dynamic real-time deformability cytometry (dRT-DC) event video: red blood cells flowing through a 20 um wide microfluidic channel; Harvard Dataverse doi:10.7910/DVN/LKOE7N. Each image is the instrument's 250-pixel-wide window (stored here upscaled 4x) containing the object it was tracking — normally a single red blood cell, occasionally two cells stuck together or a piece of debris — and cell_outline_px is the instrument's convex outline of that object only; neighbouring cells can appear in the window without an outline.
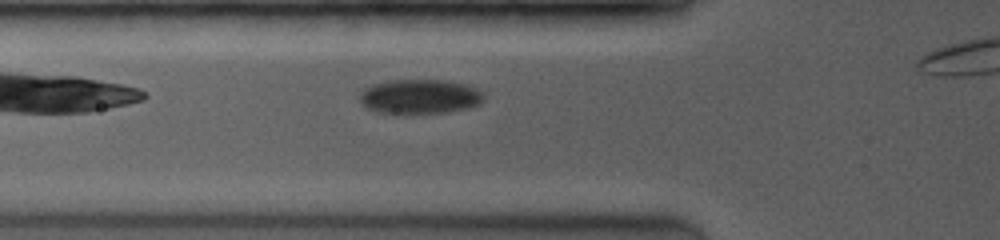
{"species": "common noctule bat (a hibernating species)", "species_latin": "Nyctalus noctula", "temperature_condition": "room temperature", "stored_images_in_passage": 42, "camera_frame_rate_fps": 3500, "um_per_image_px": 0.085, "animal": {"sex": "female", "body_mass_g": 19.0, "forearm_length_mm": 53.3}, "frame": {"image": 1, "passage_image": 7, "time_ms": 1.714, "image_size_px": [1000, 240], "cell_outline_px": [[484, 100], [480, 104], [468, 108], [444, 112], [408, 116], [376, 112], [364, 108], [360, 100], [360, 92], [364, 88], [372, 84], [392, 80], [444, 80], [468, 84], [484, 92]], "centroid_in_image_um": [35.66, 8.24], "position_along_channel_um": 90.1, "area_um2": 25.89}}
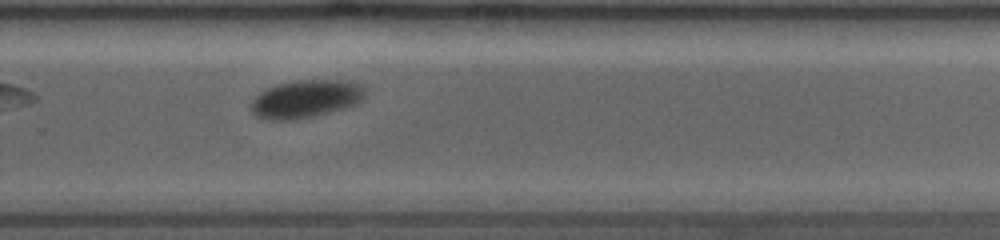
{"frame": {"image": 2, "passage_image": 27, "time_ms": 7.143, "image_size_px": [1000, 240], "cell_outline_px": [[364, 100], [360, 104], [332, 112], [296, 120], [268, 120], [256, 116], [252, 112], [252, 100], [260, 92], [276, 84], [296, 80], [340, 80], [356, 84], [364, 88]], "centroid_in_image_um": [26.0, 8.42], "position_along_channel_um": 303.8, "area_um2": 25.32}}
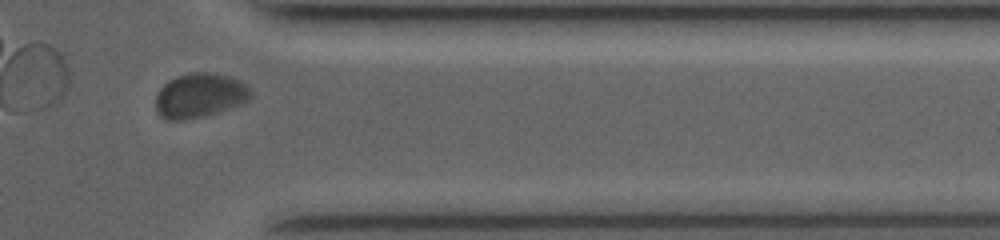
{"frame": {"image": 3, "passage_image": 35, "time_ms": 9.429, "image_size_px": [1000, 240], "cell_outline_px": [[252, 96], [248, 100], [240, 104], [204, 116], [188, 120], [168, 120], [160, 116], [156, 112], [156, 96], [160, 88], [168, 80], [176, 76], [188, 72], [212, 72], [228, 76], [240, 80], [252, 88]], "centroid_in_image_um": [16.97, 8.1], "position_along_channel_um": 394.4, "area_um2": 24.91}}